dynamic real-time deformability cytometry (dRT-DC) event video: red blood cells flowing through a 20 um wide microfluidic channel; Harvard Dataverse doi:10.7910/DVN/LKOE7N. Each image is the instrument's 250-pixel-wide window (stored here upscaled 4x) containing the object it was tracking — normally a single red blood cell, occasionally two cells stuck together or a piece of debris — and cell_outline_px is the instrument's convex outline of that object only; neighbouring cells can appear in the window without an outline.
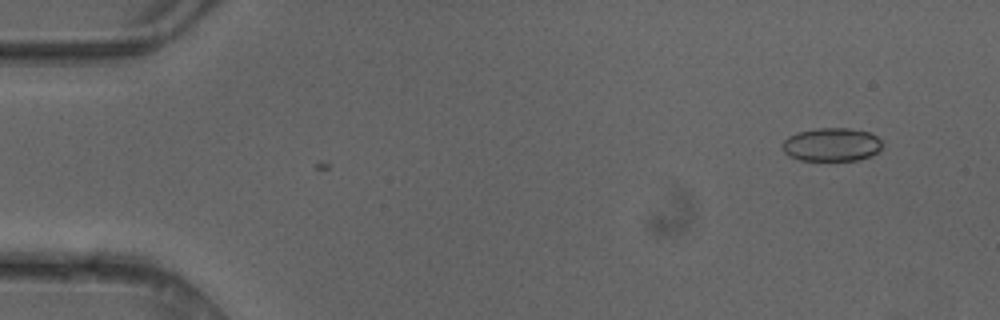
{"species": "common noctule bat (a hibernating species)", "species_latin": "Nyctalus noctula", "temperature_condition": "cold", "stored_images_in_passage": 2, "camera_frame_rate_fps": 3000, "um_per_image_px": 0.085, "animal": {"sex": "female"}, "frame": {"image": 1, "passage_image": 2, "time_ms": 0.333, "image_size_px": [1000, 320], "cell_outline_px": [[880, 148], [876, 152], [860, 160], [800, 160], [788, 156], [784, 152], [784, 140], [788, 136], [796, 132], [816, 128], [848, 128], [868, 132], [876, 136], [880, 140]], "centroid_in_image_um": [70.65, 12.28], "position_along_channel_um": 14.4, "area_um2": 19.25}}